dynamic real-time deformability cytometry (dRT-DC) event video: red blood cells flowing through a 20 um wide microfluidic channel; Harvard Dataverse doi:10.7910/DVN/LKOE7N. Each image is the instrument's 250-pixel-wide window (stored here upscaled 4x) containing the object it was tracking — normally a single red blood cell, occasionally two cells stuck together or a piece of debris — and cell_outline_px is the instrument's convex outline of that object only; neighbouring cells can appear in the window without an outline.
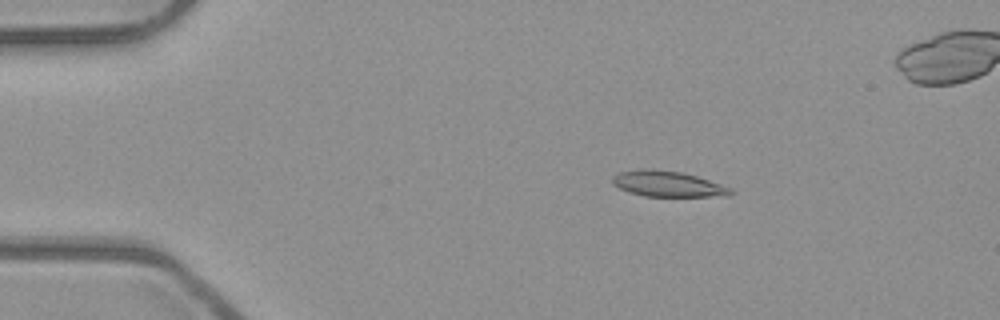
{"species": "common noctule bat (a hibernating species)", "species_latin": "Nyctalus noctula", "temperature_condition": "room temperature", "stored_images_in_passage": 5, "camera_frame_rate_fps": 3000, "um_per_image_px": 0.085, "animal": {"sex": "male", "body_mass_g": 23.1, "forearm_length_mm": 52.7}, "frame": {"image": 1, "passage_image": 2, "time_ms": 0.333, "image_size_px": [1000, 320], "cell_outline_px": [[736, 192], [728, 196], [644, 196], [628, 192], [612, 184], [612, 176], [620, 172], [640, 168], [652, 168], [684, 172], [732, 188]], "centroid_in_image_um": [56.75, 15.62], "position_along_channel_um": 28.3, "area_um2": 17.92}}